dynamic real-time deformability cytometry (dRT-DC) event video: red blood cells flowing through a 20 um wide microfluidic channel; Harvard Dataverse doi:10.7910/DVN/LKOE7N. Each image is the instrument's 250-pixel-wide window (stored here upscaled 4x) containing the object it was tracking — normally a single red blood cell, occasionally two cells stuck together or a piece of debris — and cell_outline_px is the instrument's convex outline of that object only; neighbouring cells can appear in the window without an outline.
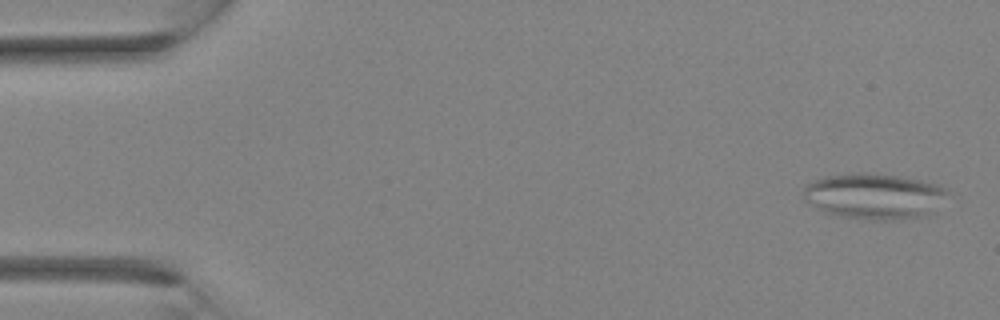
{"species": "Egyptian fruit bat (a non-hibernating species)", "species_latin": "Rousettus aegyptiacus", "temperature_condition": "room temperature", "stored_images_in_passage": 32, "camera_frame_rate_fps": 3000, "um_per_image_px": 0.085, "animal": {"sex": "female"}, "frame": {"image": 1, "passage_image": 1, "time_ms": 0.0, "image_size_px": [1000, 320], "cell_outline_px": [[948, 192], [936, 216], [892, 220], [868, 220], [840, 216], [824, 212], [808, 204], [804, 200], [804, 184], [824, 176], [856, 172], [864, 172], [900, 176], [920, 180], [936, 184], [948, 188]], "centroid_in_image_um": [74.36, 16.69], "position_along_channel_um": 10.6, "area_um2": 39.54}}
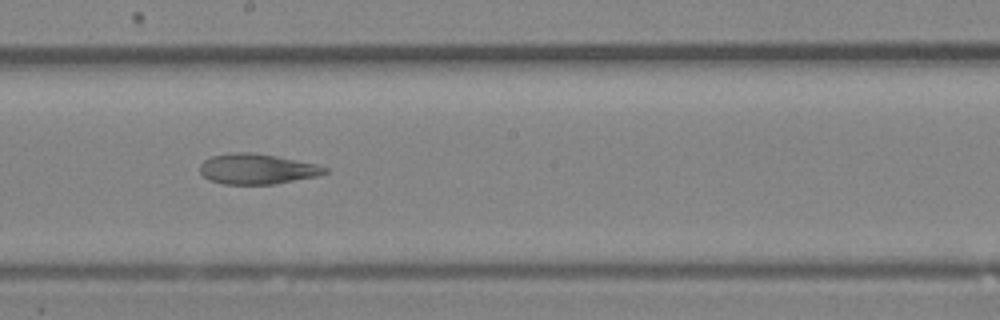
{"frame": {"image": 2, "passage_image": 18, "time_ms": 5.667, "image_size_px": [1000, 320], "cell_outline_px": [[328, 172], [316, 176], [276, 184], [224, 184], [208, 180], [200, 172], [200, 164], [204, 160], [212, 156], [236, 152], [252, 152], [276, 156], [316, 164], [328, 168]], "centroid_in_image_um": [21.84, 14.36], "position_along_channel_um": 226.4, "area_um2": 22.02}}
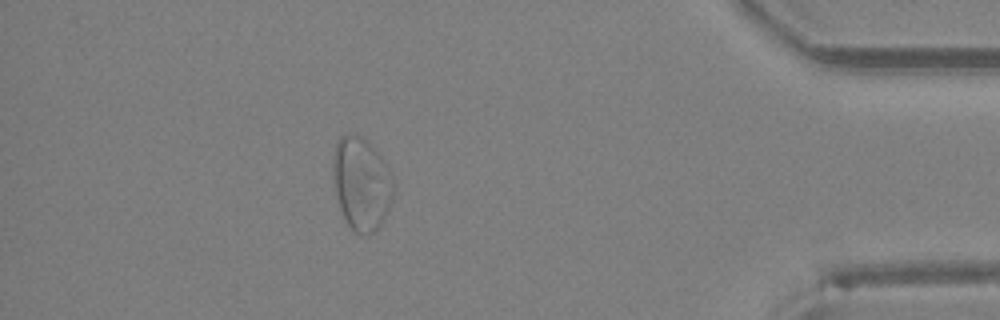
{"frame": {"image": 3, "passage_image": 29, "time_ms": 9.333, "image_size_px": [1000, 320], "cell_outline_px": [[396, 184], [392, 200], [388, 212], [380, 224], [368, 236], [364, 236], [352, 232], [340, 208], [336, 196], [332, 152], [340, 136], [360, 136], [380, 156], [388, 168]], "centroid_in_image_um": [30.74, 15.67], "position_along_channel_um": 404.5, "area_um2": 32.48}}